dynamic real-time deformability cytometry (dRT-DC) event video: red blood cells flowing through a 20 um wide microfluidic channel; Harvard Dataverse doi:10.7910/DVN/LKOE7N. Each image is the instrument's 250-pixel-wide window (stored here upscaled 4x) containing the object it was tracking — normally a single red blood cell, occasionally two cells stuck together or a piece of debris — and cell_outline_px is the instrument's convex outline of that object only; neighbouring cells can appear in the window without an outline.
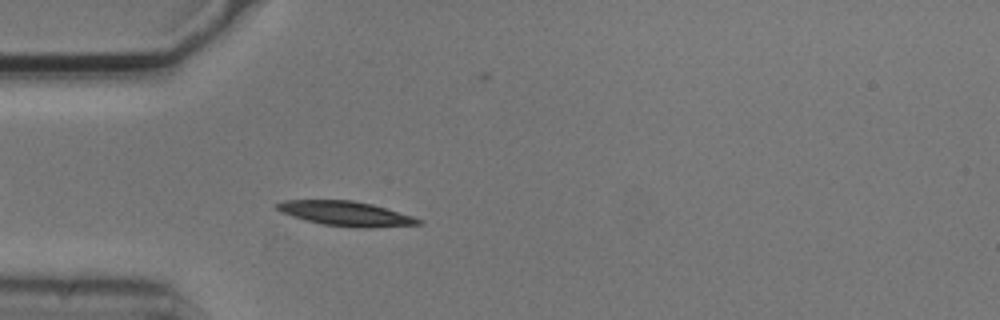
{"species": "common noctule bat (a hibernating species)", "species_latin": "Nyctalus noctula", "temperature_condition": "cold", "stored_images_in_passage": 5, "camera_frame_rate_fps": 3000, "um_per_image_px": 0.085, "animal": {"sex": "male", "body_mass_g": 20.5, "forearm_length_mm": 52.5}, "frame": {"image": 1, "passage_image": 4, "time_ms": 1.0, "image_size_px": [1000, 320], "cell_outline_px": [[424, 220], [420, 224], [368, 228], [364, 228], [324, 224], [304, 220], [280, 212], [276, 208], [276, 204], [284, 200], [352, 200], [372, 204], [412, 216]], "centroid_in_image_um": [29.38, 18.15], "position_along_channel_um": 55.6, "area_um2": 20.11}}